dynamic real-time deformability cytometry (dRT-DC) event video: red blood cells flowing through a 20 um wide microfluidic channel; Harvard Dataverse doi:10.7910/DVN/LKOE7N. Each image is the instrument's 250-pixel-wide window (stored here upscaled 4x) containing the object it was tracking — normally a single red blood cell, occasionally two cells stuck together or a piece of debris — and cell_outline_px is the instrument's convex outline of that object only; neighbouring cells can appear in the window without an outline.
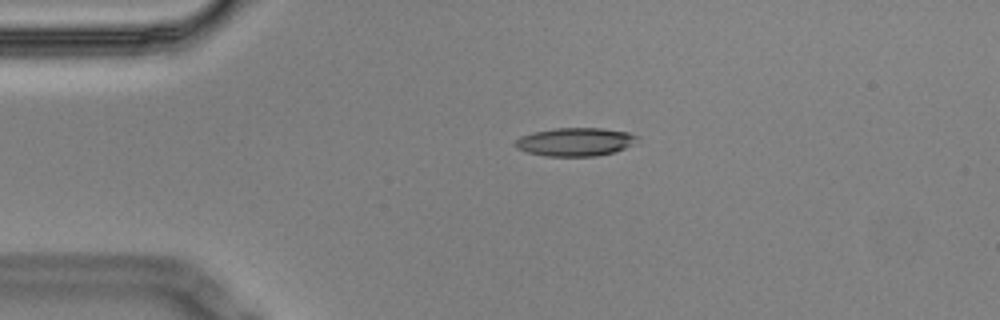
{"species": "Egyptian fruit bat (a non-hibernating species)", "species_latin": "Rousettus aegyptiacus", "temperature_condition": "cold", "stored_images_in_passage": 4, "camera_frame_rate_fps": 3000, "um_per_image_px": 0.085, "animal": {"sex": "male"}, "frame": {"image": 1, "passage_image": 3, "time_ms": 0.667, "image_size_px": [1000, 320], "cell_outline_px": [[640, 136], [624, 148], [616, 152], [596, 156], [544, 156], [528, 152], [516, 148], [512, 144], [520, 136], [536, 132], [556, 128], [604, 128], [628, 132]], "centroid_in_image_um": [48.87, 12.06], "position_along_channel_um": 36.1, "area_um2": 20.06}}